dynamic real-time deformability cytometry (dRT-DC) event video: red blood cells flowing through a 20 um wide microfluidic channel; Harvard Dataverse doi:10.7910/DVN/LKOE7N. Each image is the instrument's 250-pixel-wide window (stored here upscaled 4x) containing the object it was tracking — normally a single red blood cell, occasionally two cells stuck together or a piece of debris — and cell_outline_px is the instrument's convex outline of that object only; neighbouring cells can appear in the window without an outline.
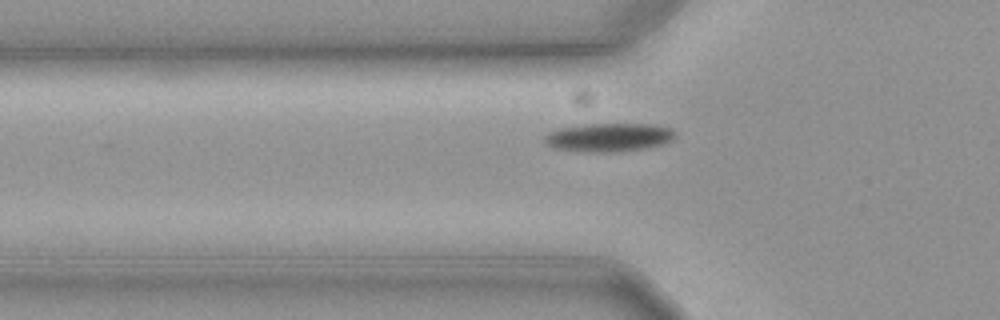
{"species": "common noctule bat (a hibernating species)", "species_latin": "Nyctalus noctula", "temperature_condition": "cold", "stored_images_in_passage": 34, "camera_frame_rate_fps": 3000, "um_per_image_px": 0.085, "animal": {"sex": "female", "body_mass_g": 19.3, "forearm_length_mm": 54.1}, "frame": {"image": 1, "passage_image": 2, "time_ms": 0.333, "image_size_px": [1000, 320], "cell_outline_px": [[676, 136], [672, 140], [660, 144], [640, 148], [616, 152], [588, 152], [552, 148], [544, 144], [544, 136], [548, 132], [560, 128], [580, 124], [652, 124], [672, 128], [676, 132]], "centroid_in_image_um": [51.7, 11.66], "position_along_channel_um": 74.1, "area_um2": 21.79}}
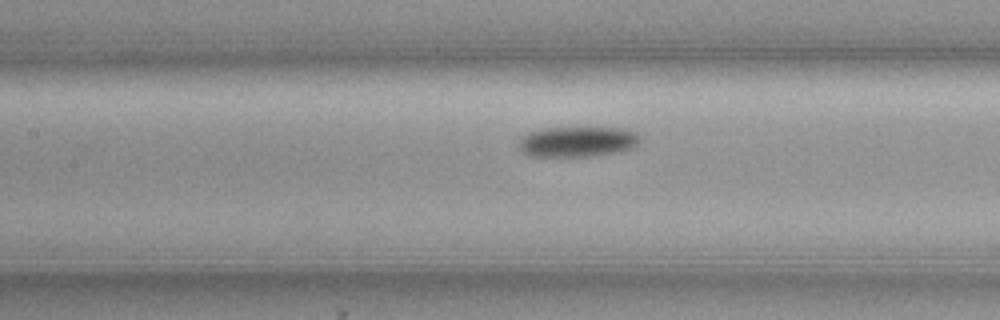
{"frame": {"image": 2, "passage_image": 9, "time_ms": 2.667, "image_size_px": [1000, 320], "cell_outline_px": [[640, 140], [632, 148], [612, 152], [588, 156], [532, 156], [524, 152], [520, 148], [520, 136], [528, 132], [544, 128], [628, 128], [636, 132], [640, 136]], "centroid_in_image_um": [49.08, 12.02], "position_along_channel_um": 158.3, "area_um2": 21.21}}
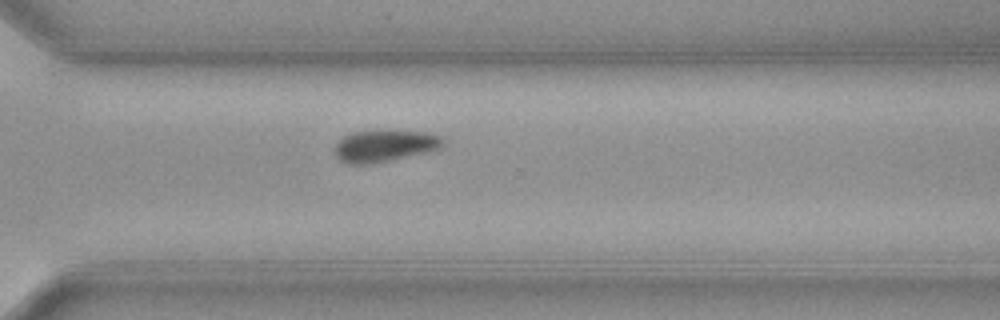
{"frame": {"image": 3, "passage_image": 24, "time_ms": 7.667, "image_size_px": [1000, 320], "cell_outline_px": [[444, 144], [440, 148], [428, 152], [388, 160], [364, 164], [348, 164], [340, 160], [332, 152], [336, 144], [344, 136], [352, 132], [380, 128], [428, 132], [440, 136], [444, 140]], "centroid_in_image_um": [32.68, 12.34], "position_along_channel_um": 337.9, "area_um2": 20.63}, "authors_computed_cell_mechanics": {"area_um2": 21.4438, "velocity_mm_per_s": 3.6004, "shape_relaxation_time_tau1_ms": 3.577, "shape_relaxation_time_tau2_ms": null, "deformation_change_tau1": 0.1008, "deformation_change_tau2": null}}